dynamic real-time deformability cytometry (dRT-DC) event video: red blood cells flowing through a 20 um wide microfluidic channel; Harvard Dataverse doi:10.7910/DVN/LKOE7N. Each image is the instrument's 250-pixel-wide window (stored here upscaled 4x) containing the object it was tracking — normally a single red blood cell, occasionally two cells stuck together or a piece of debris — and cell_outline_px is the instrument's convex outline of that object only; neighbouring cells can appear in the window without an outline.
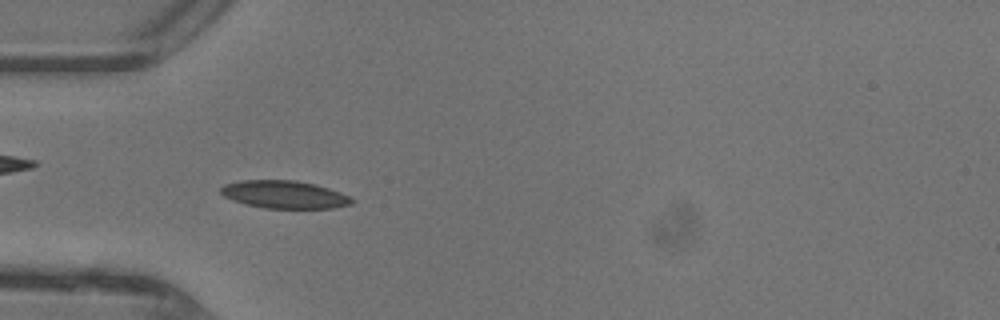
{"species": "common noctule bat (a hibernating species)", "species_latin": "Nyctalus noctula", "temperature_condition": "warm", "stored_images_in_passage": 47, "camera_frame_rate_fps": 3000, "um_per_image_px": 0.085, "animal": {"sex": "female"}, "frame": {"image": 1, "passage_image": 15, "time_ms": 4.667, "image_size_px": [1000, 320], "cell_outline_px": [[356, 200], [352, 204], [332, 208], [264, 208], [244, 204], [232, 200], [224, 196], [220, 192], [220, 188], [224, 184], [244, 180], [296, 180], [316, 184], [340, 192]], "centroid_in_image_um": [24.17, 16.53], "position_along_channel_um": 60.8, "area_um2": 21.27}}
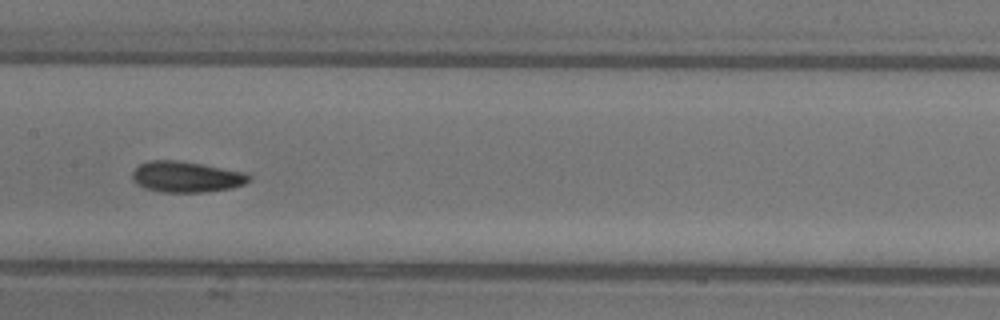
{"frame": {"image": 2, "passage_image": 24, "time_ms": 7.667, "image_size_px": [1000, 320], "cell_outline_px": [[252, 180], [244, 184], [232, 188], [204, 192], [160, 192], [144, 188], [136, 184], [132, 180], [132, 172], [140, 164], [148, 160], [176, 160], [204, 164], [248, 172], [252, 176]], "centroid_in_image_um": [15.87, 15.02], "position_along_channel_um": 191.5, "area_um2": 21.44}}
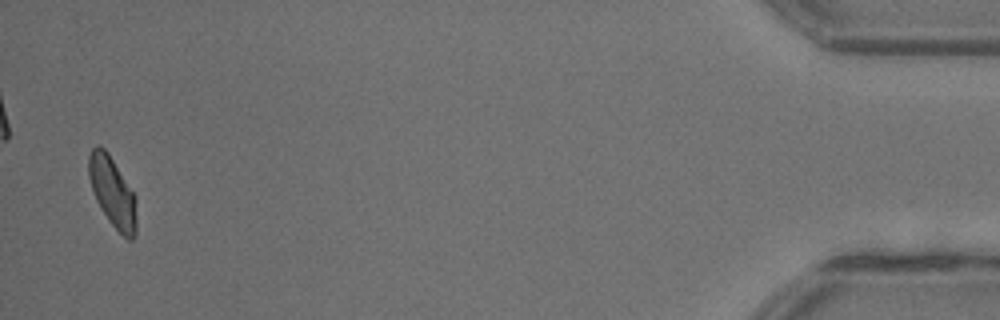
{"frame": {"image": 3, "passage_image": 46, "time_ms": 15.0, "image_size_px": [1000, 320], "cell_outline_px": [[136, 236], [132, 240], [128, 240], [108, 220], [100, 208], [96, 200], [88, 176], [88, 156], [92, 148], [96, 144], [100, 144], [108, 152], [136, 196]], "centroid_in_image_um": [9.56, 16.31], "position_along_channel_um": 425.6, "area_um2": 19.65}, "authors_computed_cell_mechanics": {"area_um2": 20.1144, "velocity_mm_per_s": 4.4233, "shape_relaxation_time_tau1_ms": 2.3149, "shape_relaxation_time_tau2_ms": 3.4982, "deformation_change_tau1": 0.1146, "deformation_change_tau2": 0.0882}}